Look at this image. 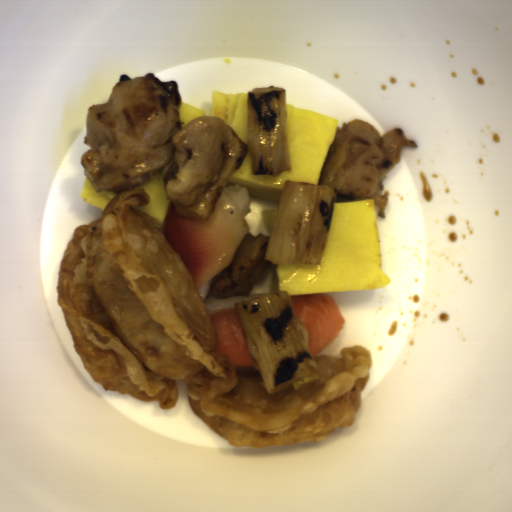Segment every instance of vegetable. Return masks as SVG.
<instances>
[{
    "label": "vegetable",
    "instance_id": "obj_1",
    "mask_svg": "<svg viewBox=\"0 0 512 512\" xmlns=\"http://www.w3.org/2000/svg\"><path fill=\"white\" fill-rule=\"evenodd\" d=\"M246 346L268 392L300 388L320 379L310 332L298 324L286 291L236 302Z\"/></svg>",
    "mask_w": 512,
    "mask_h": 512
},
{
    "label": "vegetable",
    "instance_id": "obj_2",
    "mask_svg": "<svg viewBox=\"0 0 512 512\" xmlns=\"http://www.w3.org/2000/svg\"><path fill=\"white\" fill-rule=\"evenodd\" d=\"M336 195L337 191L326 184L283 180L264 258L277 266L321 264Z\"/></svg>",
    "mask_w": 512,
    "mask_h": 512
},
{
    "label": "vegetable",
    "instance_id": "obj_3",
    "mask_svg": "<svg viewBox=\"0 0 512 512\" xmlns=\"http://www.w3.org/2000/svg\"><path fill=\"white\" fill-rule=\"evenodd\" d=\"M247 151L250 173L274 177L292 172L287 87L267 85L247 91Z\"/></svg>",
    "mask_w": 512,
    "mask_h": 512
}]
</instances>
